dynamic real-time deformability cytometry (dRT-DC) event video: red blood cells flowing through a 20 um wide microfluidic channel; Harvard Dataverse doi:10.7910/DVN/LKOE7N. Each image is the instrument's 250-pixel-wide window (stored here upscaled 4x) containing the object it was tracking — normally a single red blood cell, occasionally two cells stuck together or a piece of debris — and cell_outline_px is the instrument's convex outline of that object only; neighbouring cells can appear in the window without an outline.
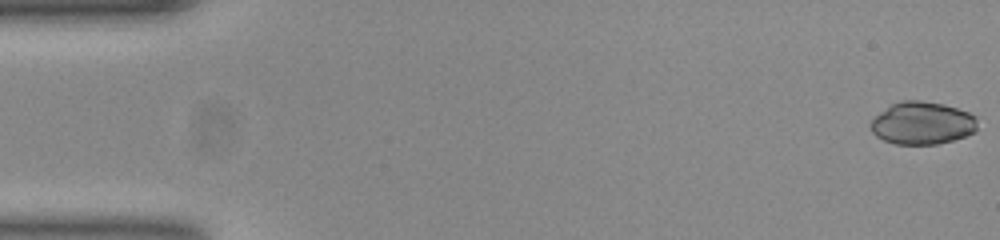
{"species": "common noctule bat (a hibernating species)", "species_latin": "Nyctalus noctula", "temperature_condition": "room temperature", "stored_images_in_passage": 53, "segment_of_instrument_passage": [1, 2], "camera_frame_rate_fps": 3000, "um_per_image_px": 0.085, "animal": {"sex": "female", "body_mass_g": 23.0, "forearm_length_mm": 53.4}, "frame": {"image": 1, "passage_image": 1, "time_ms": 0.0, "image_size_px": [1000, 240], "cell_outline_px": [[976, 132], [952, 140], [936, 144], [896, 144], [884, 140], [876, 136], [872, 132], [868, 124], [880, 112], [892, 104], [900, 100], [920, 100], [944, 104], [968, 112], [976, 116]], "centroid_in_image_um": [78.37, 10.46], "position_along_channel_um": 6.6, "area_um2": 26.53}}
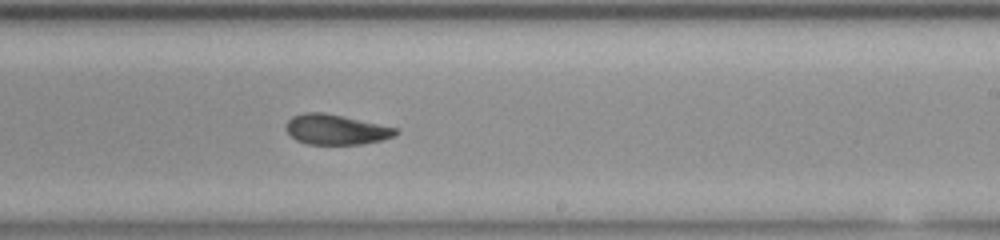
{"frame": {"image": 2, "passage_image": 31, "time_ms": 10.0, "image_size_px": [1000, 240], "cell_outline_px": [[400, 132], [392, 136], [380, 140], [360, 144], [308, 144], [296, 140], [288, 132], [288, 120], [292, 116], [304, 112], [324, 112], [344, 116], [396, 128]], "centroid_in_image_um": [28.55, 11.0], "position_along_channel_um": 260.5, "area_um2": 18.96}}
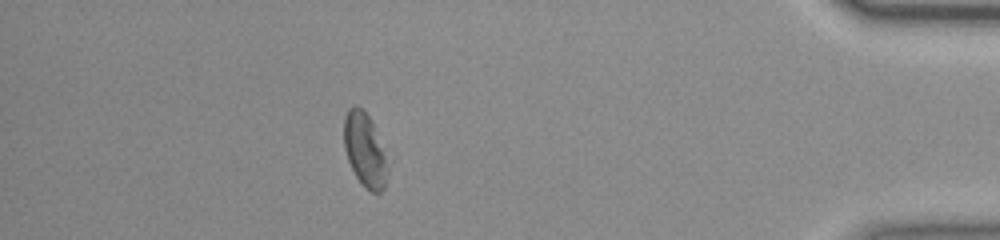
{"frame": {"image": 3, "passage_image": 46, "time_ms": 15.0, "image_size_px": [1000, 240], "cell_outline_px": [[384, 188], [380, 192], [372, 192], [364, 188], [356, 176], [348, 160], [344, 148], [344, 116], [348, 108], [352, 104], [356, 104], [364, 108], [372, 124], [384, 156]], "centroid_in_image_um": [30.91, 12.67], "position_along_channel_um": 404.3, "area_um2": 17.98}}